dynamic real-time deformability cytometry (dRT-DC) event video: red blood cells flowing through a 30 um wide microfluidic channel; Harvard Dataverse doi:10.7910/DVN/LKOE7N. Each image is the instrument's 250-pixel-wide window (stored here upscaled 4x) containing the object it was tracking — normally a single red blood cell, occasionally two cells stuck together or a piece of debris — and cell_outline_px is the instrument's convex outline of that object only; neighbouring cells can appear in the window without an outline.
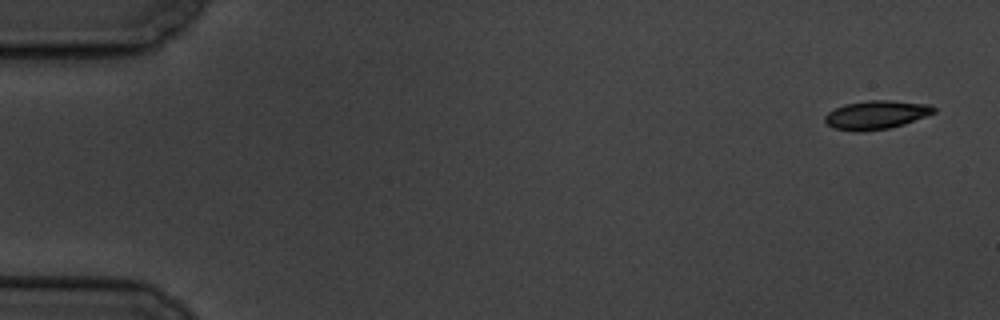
{"species": "common noctule bat (a hibernating species)", "species_latin": "Nyctalus noctula", "temperature_condition": "cold", "stored_images_in_passage": 7, "camera_frame_rate_fps": 3000, "um_per_image_px": 0.085, "animal": {"sex": "male", "body_mass_g": 19.5, "forearm_length_mm": 54.6}, "frame": {"image": 1, "passage_image": 1, "time_ms": 0.0, "image_size_px": [1000, 320], "cell_outline_px": [[936, 112], [904, 124], [888, 128], [860, 132], [856, 132], [832, 128], [824, 120], [824, 116], [828, 112], [844, 104], [868, 100], [888, 100], [932, 104], [936, 108]], "centroid_in_image_um": [74.48, 9.76], "position_along_channel_um": 10.5, "area_um2": 18.26}}
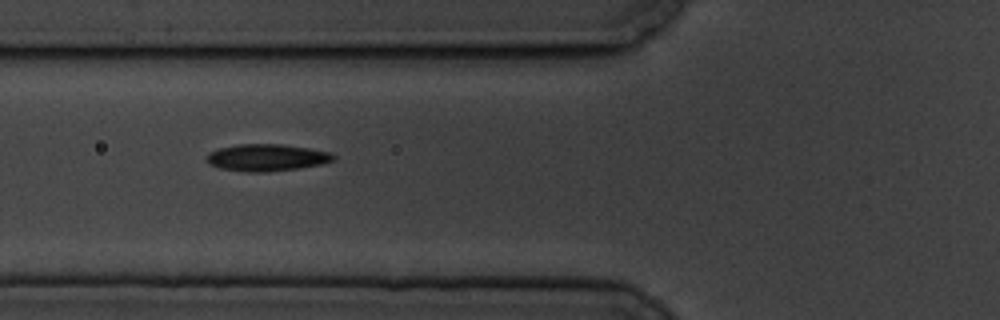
{"frame": {"image": 2, "passage_image": 6, "time_ms": 6.667, "image_size_px": [1000, 320], "cell_outline_px": [[336, 156], [332, 160], [320, 164], [300, 168], [268, 172], [244, 172], [220, 168], [208, 164], [208, 152], [216, 148], [240, 144], [284, 144], [332, 152]], "centroid_in_image_um": [22.65, 13.39], "position_along_channel_um": 103.1, "area_um2": 20.06}}
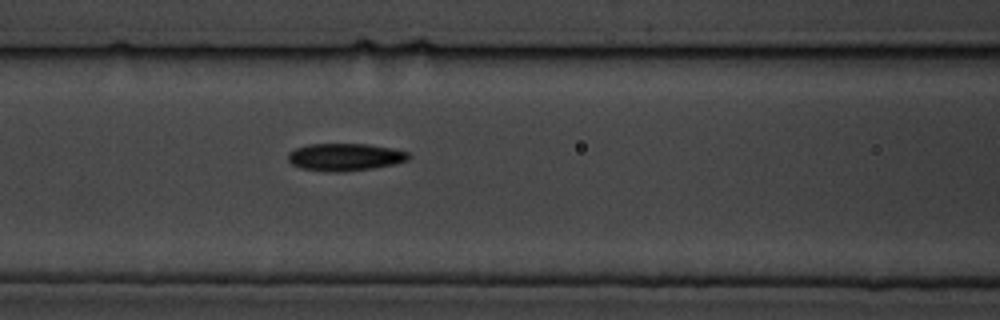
{"frame": {"image": 3, "passage_image": 7, "time_ms": 7.667, "image_size_px": [1000, 320], "cell_outline_px": [[412, 156], [408, 160], [392, 164], [372, 168], [340, 172], [332, 172], [300, 168], [292, 164], [288, 160], [288, 152], [296, 148], [308, 144], [368, 144], [392, 148], [408, 152]], "centroid_in_image_um": [29.32, 13.34], "position_along_channel_um": 137.3, "area_um2": 19.25}}